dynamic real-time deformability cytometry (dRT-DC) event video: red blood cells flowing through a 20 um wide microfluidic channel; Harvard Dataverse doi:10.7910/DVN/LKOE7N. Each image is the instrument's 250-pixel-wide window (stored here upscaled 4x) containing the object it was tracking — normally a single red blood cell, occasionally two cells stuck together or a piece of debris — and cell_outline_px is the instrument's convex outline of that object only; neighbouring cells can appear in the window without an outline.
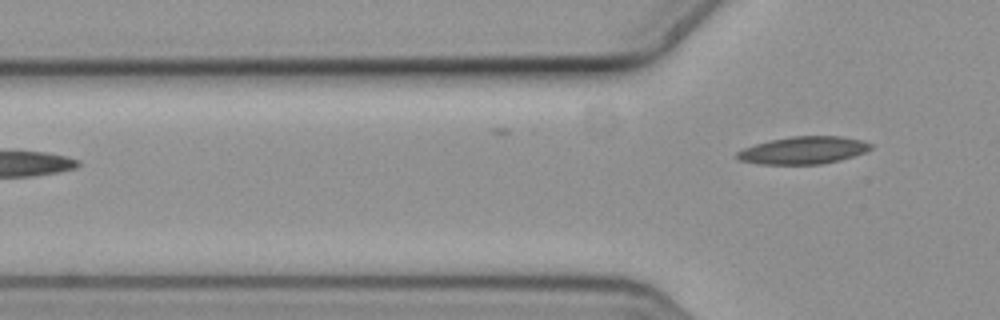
{"species": "common noctule bat (a hibernating species)", "species_latin": "Nyctalus noctula", "temperature_condition": "cold", "stored_images_in_passage": 3, "camera_frame_rate_fps": 3000, "um_per_image_px": 0.085, "animal": {"sex": "female", "body_mass_g": 19.3, "forearm_length_mm": 54.1}, "frame": {"image": 1, "passage_image": 3, "time_ms": 0.667, "image_size_px": [1000, 320], "cell_outline_px": [[872, 148], [868, 152], [840, 160], [820, 164], [760, 164], [740, 160], [736, 156], [736, 152], [744, 148], [756, 144], [772, 140], [792, 136], [840, 136], [864, 140], [872, 144]], "centroid_in_image_um": [68.35, 12.77], "position_along_channel_um": 57.4, "area_um2": 21.39}}